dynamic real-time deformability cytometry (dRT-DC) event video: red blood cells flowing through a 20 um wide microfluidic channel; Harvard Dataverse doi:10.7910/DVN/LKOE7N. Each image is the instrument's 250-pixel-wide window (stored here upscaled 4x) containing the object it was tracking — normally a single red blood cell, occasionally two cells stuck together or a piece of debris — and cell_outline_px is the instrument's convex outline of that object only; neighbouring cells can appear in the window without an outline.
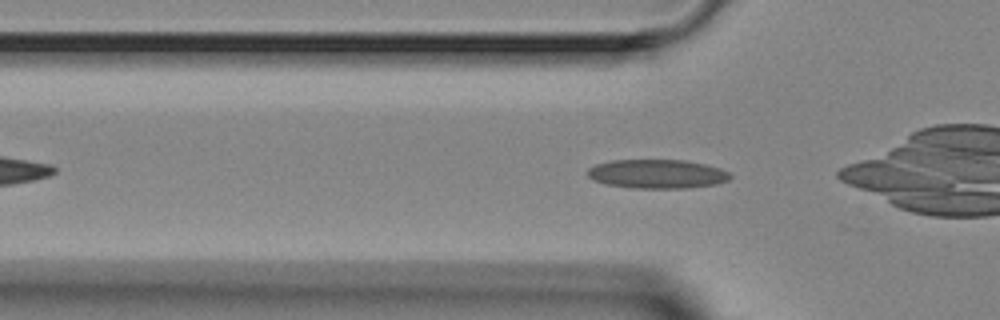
{"species": "Egyptian fruit bat (a non-hibernating species)", "species_latin": "Rousettus aegyptiacus", "temperature_condition": "room temperature", "stored_images_in_passage": 3, "camera_frame_rate_fps": 3000, "um_per_image_px": 0.085, "animal": {"sex": "female"}, "frame": {"image": 1, "passage_image": 3, "time_ms": 2.333, "image_size_px": [1000, 320], "cell_outline_px": [[732, 176], [728, 180], [716, 184], [688, 188], [632, 188], [608, 184], [596, 180], [588, 176], [588, 168], [596, 164], [612, 160], [684, 160], [704, 164], [720, 168], [728, 172]], "centroid_in_image_um": [55.88, 14.78], "position_along_channel_um": 69.9, "area_um2": 23.93}}